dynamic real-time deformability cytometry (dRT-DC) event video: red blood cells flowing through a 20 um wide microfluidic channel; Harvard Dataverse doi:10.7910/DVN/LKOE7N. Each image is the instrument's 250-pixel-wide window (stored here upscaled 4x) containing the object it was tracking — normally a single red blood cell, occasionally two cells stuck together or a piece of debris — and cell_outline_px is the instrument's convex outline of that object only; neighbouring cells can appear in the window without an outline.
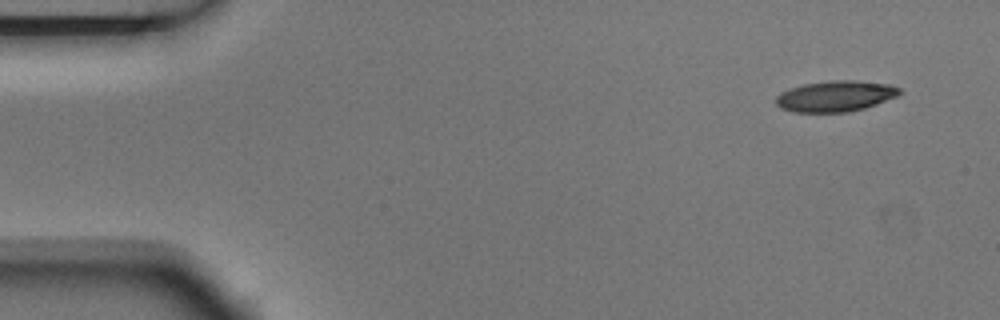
{"species": "Egyptian fruit bat (a non-hibernating species)", "species_latin": "Rousettus aegyptiacus", "temperature_condition": "room temperature", "stored_images_in_passage": 4, "camera_frame_rate_fps": 3000, "um_per_image_px": 0.085, "animal": {"sex": "male"}, "frame": {"image": 1, "passage_image": 1, "time_ms": 0.0, "image_size_px": [1000, 320], "cell_outline_px": [[904, 92], [896, 96], [876, 104], [864, 108], [848, 112], [792, 112], [780, 108], [776, 104], [776, 96], [780, 92], [804, 84], [828, 80], [856, 80], [892, 84], [900, 88]], "centroid_in_image_um": [71.03, 8.16], "position_along_channel_um": 14.0, "area_um2": 22.43}}